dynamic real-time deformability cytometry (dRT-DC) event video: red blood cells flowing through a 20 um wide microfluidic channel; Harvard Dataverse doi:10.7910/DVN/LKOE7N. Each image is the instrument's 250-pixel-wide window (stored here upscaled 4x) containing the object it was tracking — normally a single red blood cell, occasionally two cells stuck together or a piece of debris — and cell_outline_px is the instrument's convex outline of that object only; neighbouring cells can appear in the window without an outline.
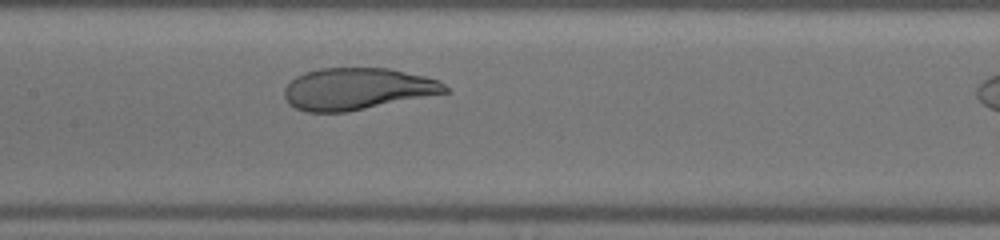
{"species": "human", "species_latin": "Homo sapiens", "temperature_condition": "warm", "stored_images_in_passage": 14, "camera_frame_rate_fps": 3000, "um_per_image_px": 0.085, "donor": {"sex": "male"}, "frame": {"image": 1, "passage_image": 10, "time_ms": 3.0, "image_size_px": [1000, 240], "cell_outline_px": [[452, 92], [348, 112], [304, 112], [288, 104], [284, 96], [284, 88], [296, 76], [304, 72], [320, 68], [388, 68], [424, 76], [440, 80]], "centroid_in_image_um": [30.38, 7.56], "position_along_channel_um": 177.0, "area_um2": 39.54}}